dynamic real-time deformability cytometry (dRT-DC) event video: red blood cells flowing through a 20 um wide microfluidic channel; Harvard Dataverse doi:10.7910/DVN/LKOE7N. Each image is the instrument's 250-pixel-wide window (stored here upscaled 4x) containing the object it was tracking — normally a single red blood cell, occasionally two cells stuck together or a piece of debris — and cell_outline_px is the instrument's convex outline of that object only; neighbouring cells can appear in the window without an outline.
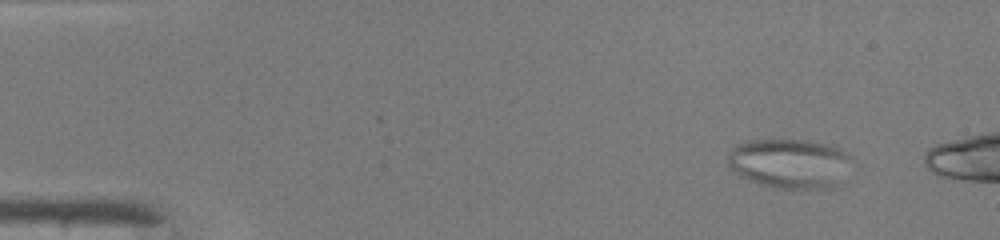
{"species": "common noctule bat (a hibernating species)", "species_latin": "Nyctalus noctula", "temperature_condition": "warm", "stored_images_in_passage": 12, "camera_frame_rate_fps": 3000, "um_per_image_px": 0.085, "animal": {"sex": "male", "body_mass_g": 19.0, "forearm_length_mm": 50.8}, "frame": {"image": 1, "passage_image": 4, "time_ms": 1.0, "image_size_px": [1000, 240], "cell_outline_px": [[852, 156], [836, 188], [780, 188], [760, 184], [748, 180], [740, 176], [728, 164], [728, 156], [732, 148], [740, 144], [752, 140], [808, 140], [840, 148], [848, 152]], "centroid_in_image_um": [67.13, 13.89], "position_along_channel_um": 17.9, "area_um2": 35.43}}